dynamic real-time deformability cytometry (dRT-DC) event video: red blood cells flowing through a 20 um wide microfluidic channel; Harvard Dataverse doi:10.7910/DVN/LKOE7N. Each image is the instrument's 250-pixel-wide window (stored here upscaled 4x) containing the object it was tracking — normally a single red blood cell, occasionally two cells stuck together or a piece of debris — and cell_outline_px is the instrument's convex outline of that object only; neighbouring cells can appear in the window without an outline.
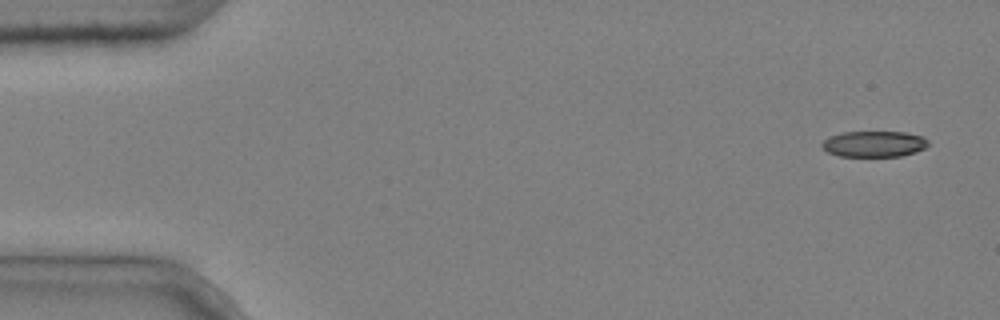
{"species": "common noctule bat (a hibernating species)", "species_latin": "Nyctalus noctula", "temperature_condition": "cold", "stored_images_in_passage": 6, "camera_frame_rate_fps": 3000, "um_per_image_px": 0.085, "animal": {"sex": "male", "body_mass_g": 20.4}, "frame": {"image": 1, "passage_image": 1, "time_ms": 0.0, "image_size_px": [1000, 320], "cell_outline_px": [[928, 144], [924, 148], [916, 152], [900, 156], [840, 156], [828, 152], [820, 144], [828, 136], [844, 132], [904, 132], [924, 136], [928, 140]], "centroid_in_image_um": [74.3, 12.23], "position_along_channel_um": 10.7, "area_um2": 16.07}}